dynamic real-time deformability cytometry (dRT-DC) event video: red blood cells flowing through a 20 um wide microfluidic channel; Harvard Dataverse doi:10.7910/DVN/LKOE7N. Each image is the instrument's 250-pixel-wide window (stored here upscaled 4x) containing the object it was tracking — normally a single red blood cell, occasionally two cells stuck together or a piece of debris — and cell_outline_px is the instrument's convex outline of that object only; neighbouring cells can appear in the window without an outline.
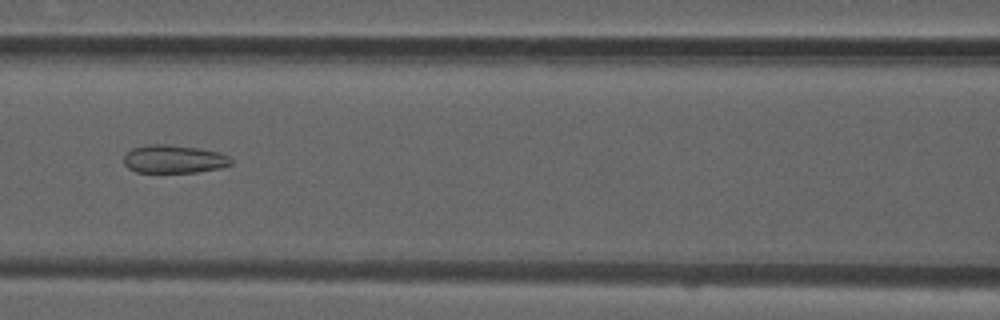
{"species": "common noctule bat (a hibernating species)", "species_latin": "Nyctalus noctula", "temperature_condition": "room temperature", "stored_images_in_passage": 51, "camera_frame_rate_fps": 3000, "um_per_image_px": 0.085, "animal": {"sex": "male", "forearm_length_mm": 52.5}, "frame": {"image": 1, "passage_image": 22, "time_ms": 7.0, "image_size_px": [1000, 320], "cell_outline_px": [[232, 164], [220, 168], [196, 172], [136, 172], [128, 168], [124, 164], [124, 156], [132, 148], [148, 144], [168, 144], [196, 148], [220, 152], [228, 156], [232, 160]], "centroid_in_image_um": [14.77, 13.52], "position_along_channel_um": 151.8, "area_um2": 17.57}}
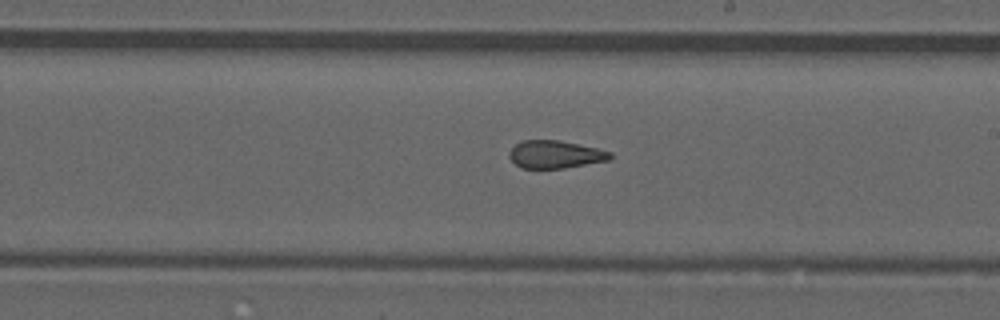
{"frame": {"image": 2, "passage_image": 29, "time_ms": 9.333, "image_size_px": [1000, 320], "cell_outline_px": [[612, 156], [608, 160], [564, 168], [520, 168], [508, 156], [508, 152], [516, 144], [524, 140], [560, 140], [596, 148], [612, 152]], "centroid_in_image_um": [47.17, 13.12], "position_along_channel_um": 241.8, "area_um2": 16.18}}
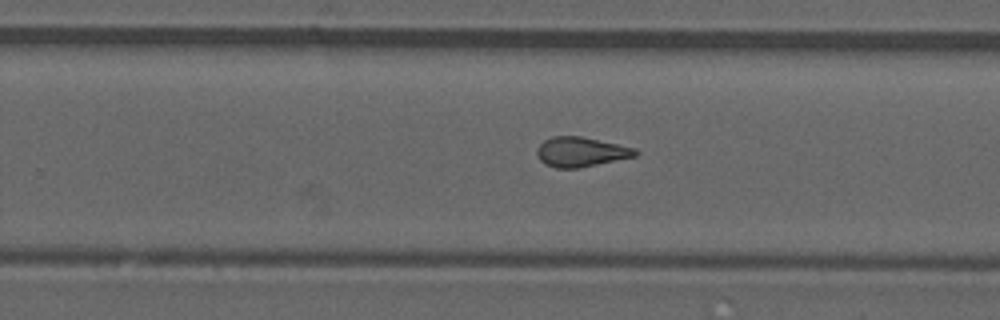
{"frame": {"image": 3, "passage_image": 32, "time_ms": 10.333, "image_size_px": [1000, 320], "cell_outline_px": [[640, 152], [636, 156], [576, 168], [556, 168], [544, 164], [536, 156], [536, 148], [544, 140], [552, 136], [580, 136], [636, 148]], "centroid_in_image_um": [49.34, 12.91], "position_along_channel_um": 280.5, "area_um2": 16.99}, "authors_computed_cell_mechanics": {"area_um2": 17.34, "velocity_mm_per_s": 3.8776, "shape_relaxation_time_tau1_ms": null, "shape_relaxation_time_tau2_ms": 2.4227, "deformation_change_tau1": null, "deformation_change_tau2": 0.1062}}